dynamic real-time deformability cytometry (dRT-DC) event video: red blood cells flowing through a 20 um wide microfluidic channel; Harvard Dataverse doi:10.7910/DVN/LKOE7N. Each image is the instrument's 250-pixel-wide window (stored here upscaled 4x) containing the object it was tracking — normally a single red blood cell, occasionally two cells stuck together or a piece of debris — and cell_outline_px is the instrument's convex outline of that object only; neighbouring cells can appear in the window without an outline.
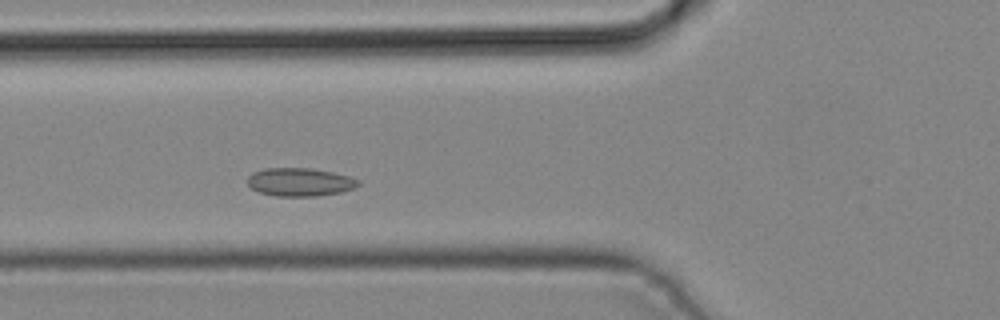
{"species": "common noctule bat (a hibernating species)", "species_latin": "Nyctalus noctula", "temperature_condition": "cold", "stored_images_in_passage": 3, "camera_frame_rate_fps": 3000, "um_per_image_px": 0.085, "animal": {"sex": "male", "body_mass_g": 19.2, "forearm_length_mm": 51.8}, "frame": {"image": 1, "passage_image": 2, "time_ms": 0.333, "image_size_px": [1000, 320], "cell_outline_px": [[360, 184], [352, 188], [340, 192], [316, 196], [276, 196], [260, 192], [252, 188], [248, 184], [248, 176], [252, 172], [264, 168], [312, 168], [332, 172], [348, 176], [360, 180]], "centroid_in_image_um": [25.47, 15.46], "position_along_channel_um": 100.3, "area_um2": 18.15}}
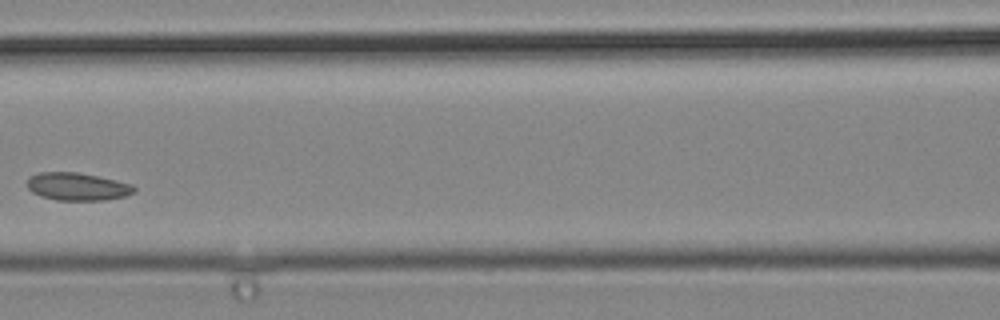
{"frame": {"image": 2, "passage_image": 3, "time_ms": 0.667, "image_size_px": [1000, 320], "cell_outline_px": [[136, 192], [124, 196], [104, 200], [56, 200], [40, 196], [32, 192], [28, 188], [28, 176], [40, 172], [76, 172], [116, 180], [132, 184], [136, 188]], "centroid_in_image_um": [6.57, 15.86], "position_along_channel_um": 160.0, "area_um2": 17.28}}